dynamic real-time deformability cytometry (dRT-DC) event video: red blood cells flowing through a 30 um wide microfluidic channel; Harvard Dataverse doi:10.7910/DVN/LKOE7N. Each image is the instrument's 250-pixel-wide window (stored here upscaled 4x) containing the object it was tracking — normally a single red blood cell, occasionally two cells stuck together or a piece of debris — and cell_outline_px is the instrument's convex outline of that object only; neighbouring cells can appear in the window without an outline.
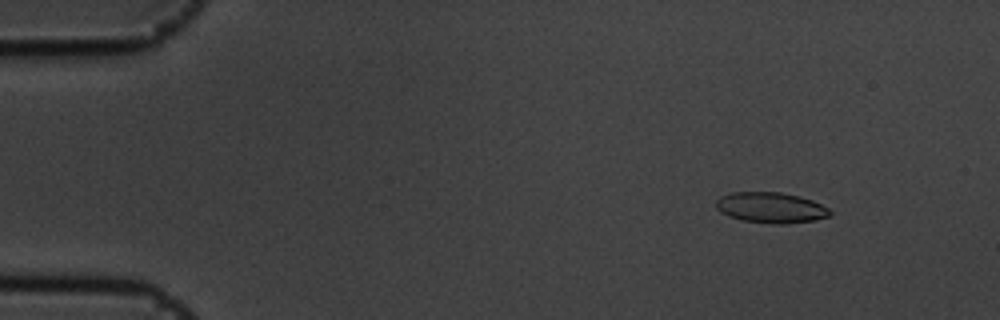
{"species": "common noctule bat (a hibernating species)", "species_latin": "Nyctalus noctula", "temperature_condition": "cold", "stored_images_in_passage": 56, "camera_frame_rate_fps": 3000, "um_per_image_px": 0.085, "animal": {"sex": "male", "body_mass_g": 19.5, "forearm_length_mm": 54.6}, "frame": {"image": 1, "passage_image": 7, "time_ms": 2.0, "image_size_px": [1000, 320], "cell_outline_px": [[832, 212], [828, 216], [816, 220], [788, 224], [772, 224], [740, 220], [728, 216], [720, 212], [716, 208], [716, 200], [720, 196], [732, 192], [780, 192], [800, 196], [812, 200], [828, 208]], "centroid_in_image_um": [65.5, 17.65], "position_along_channel_um": 19.5, "area_um2": 20.58}}
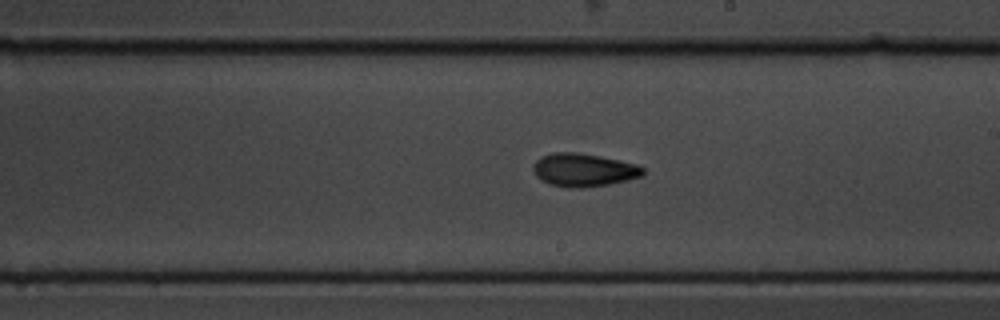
{"frame": {"image": 2, "passage_image": 33, "time_ms": 10.667, "image_size_px": [1000, 320], "cell_outline_px": [[644, 176], [628, 180], [608, 184], [580, 188], [568, 188], [548, 184], [540, 180], [536, 176], [532, 168], [536, 160], [540, 156], [552, 152], [576, 152], [600, 156], [620, 160], [636, 164], [644, 168]], "centroid_in_image_um": [49.59, 14.45], "position_along_channel_um": 239.4, "area_um2": 21.44}}
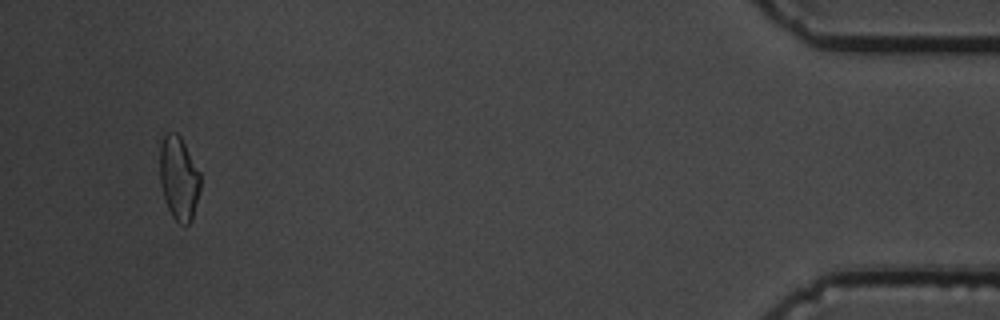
{"frame": {"image": 3, "passage_image": 54, "time_ms": 17.667, "image_size_px": [1000, 320], "cell_outline_px": [[200, 188], [192, 216], [188, 224], [184, 228], [172, 216], [168, 208], [160, 184], [160, 144], [164, 132], [176, 132], [180, 136], [200, 172]], "centroid_in_image_um": [15.18, 15.12], "position_along_channel_um": 420.0, "area_um2": 19.71}, "authors_computed_cell_mechanics": {"area_um2": 20.1433, "velocity_mm_per_s": 3.6025, "shape_relaxation_time_tau1_ms": 3.4616, "shape_relaxation_time_tau2_ms": 3.2241, "deformation_change_tau1": 0.0998, "deformation_change_tau2": 0.0783}}